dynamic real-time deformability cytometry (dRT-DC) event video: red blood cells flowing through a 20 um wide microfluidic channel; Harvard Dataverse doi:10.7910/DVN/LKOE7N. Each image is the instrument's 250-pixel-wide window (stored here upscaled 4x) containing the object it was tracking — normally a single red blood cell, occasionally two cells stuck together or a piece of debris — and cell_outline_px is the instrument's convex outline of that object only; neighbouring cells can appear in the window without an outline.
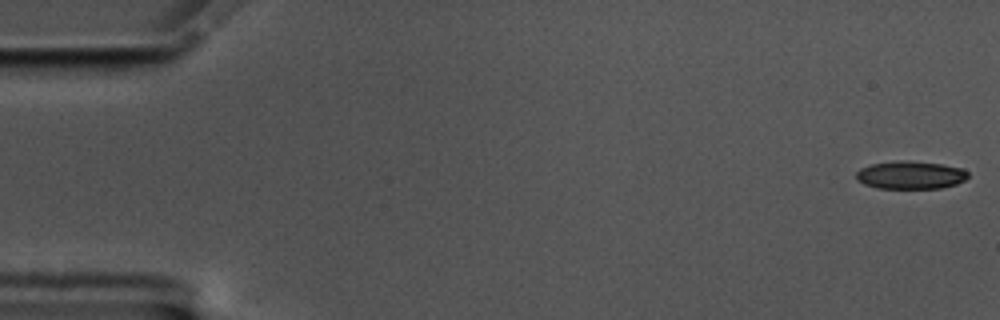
{"species": "common noctule bat (a hibernating species)", "species_latin": "Nyctalus noctula", "temperature_condition": "cold", "stored_images_in_passage": 57, "camera_frame_rate_fps": 3000, "um_per_image_px": 0.085, "animal": {"sex": "male", "body_mass_g": 17.5, "forearm_length_mm": 52.3}, "frame": {"image": 1, "passage_image": 1, "time_ms": 0.0, "image_size_px": [1000, 320], "cell_outline_px": [[968, 176], [964, 180], [956, 184], [940, 188], [876, 188], [864, 184], [856, 180], [856, 172], [860, 168], [872, 164], [900, 160], [908, 160], [940, 164], [964, 168], [968, 172]], "centroid_in_image_um": [77.38, 14.87], "position_along_channel_um": 7.6, "area_um2": 18.26}}
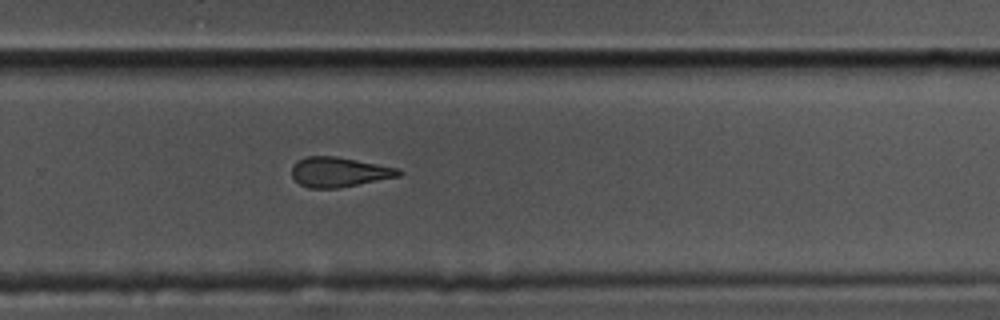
{"frame": {"image": 2, "passage_image": 38, "time_ms": 12.333, "image_size_px": [1000, 320], "cell_outline_px": [[404, 172], [400, 176], [340, 188], [308, 188], [300, 184], [292, 176], [292, 168], [300, 160], [308, 156], [336, 156], [400, 168]], "centroid_in_image_um": [28.88, 14.63], "position_along_channel_um": 300.9, "area_um2": 18.55}}
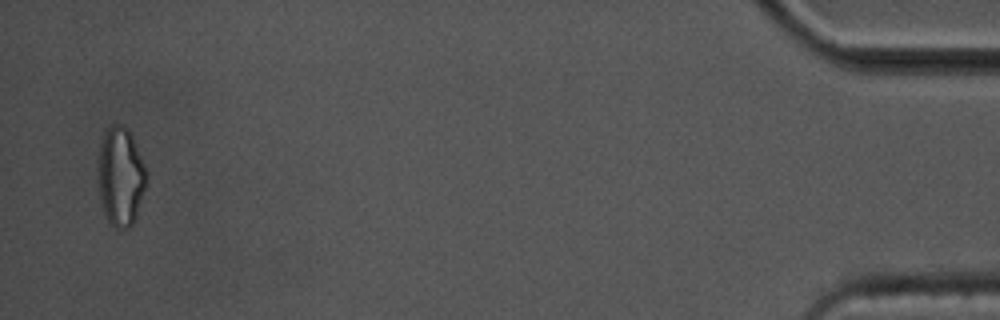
{"frame": {"image": 3, "passage_image": 56, "time_ms": 18.333, "image_size_px": [1000, 320], "cell_outline_px": [[144, 188], [136, 216], [132, 224], [128, 228], [116, 228], [108, 220], [104, 212], [100, 196], [100, 144], [104, 132], [112, 124], [124, 124], [128, 128], [132, 136], [144, 164]], "centroid_in_image_um": [10.25, 14.97], "position_along_channel_um": 425.0, "area_um2": 26.82}, "authors_computed_cell_mechanics": {"area_um2": 19.7676, "velocity_mm_per_s": 3.5071, "shape_relaxation_time_tau1_ms": 4.572, "shape_relaxation_time_tau2_ms": 4.0825, "deformation_change_tau1": 0.138, "deformation_change_tau2": 0.126}}